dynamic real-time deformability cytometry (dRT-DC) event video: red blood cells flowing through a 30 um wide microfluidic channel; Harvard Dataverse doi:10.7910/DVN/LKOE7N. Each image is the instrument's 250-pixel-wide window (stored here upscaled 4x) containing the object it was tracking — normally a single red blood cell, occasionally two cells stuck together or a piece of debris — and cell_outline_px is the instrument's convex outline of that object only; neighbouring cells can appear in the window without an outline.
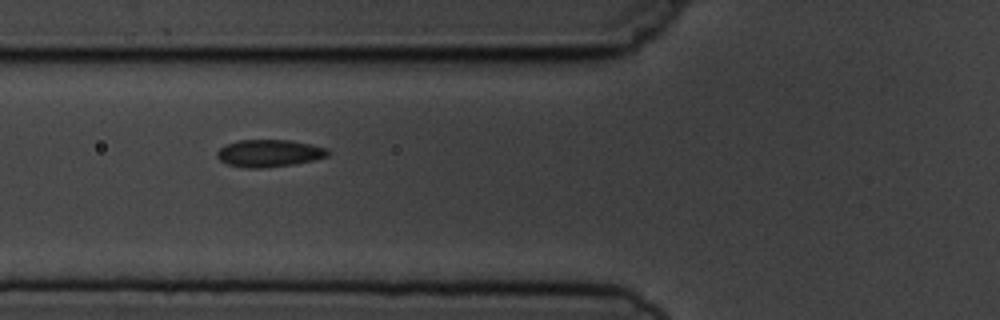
{"species": "common noctule bat (a hibernating species)", "species_latin": "Nyctalus noctula", "temperature_condition": "cold", "stored_images_in_passage": 7, "camera_frame_rate_fps": 3000, "um_per_image_px": 0.085, "animal": {"sex": "male", "body_mass_g": 19.5, "forearm_length_mm": 54.6}, "frame": {"image": 1, "passage_image": 6, "time_ms": 6.0, "image_size_px": [1000, 320], "cell_outline_px": [[328, 156], [312, 160], [292, 164], [260, 168], [244, 168], [228, 164], [220, 160], [216, 156], [216, 152], [220, 148], [236, 140], [292, 140], [312, 144], [328, 148]], "centroid_in_image_um": [22.87, 13.01], "position_along_channel_um": 102.9, "area_um2": 17.57}}
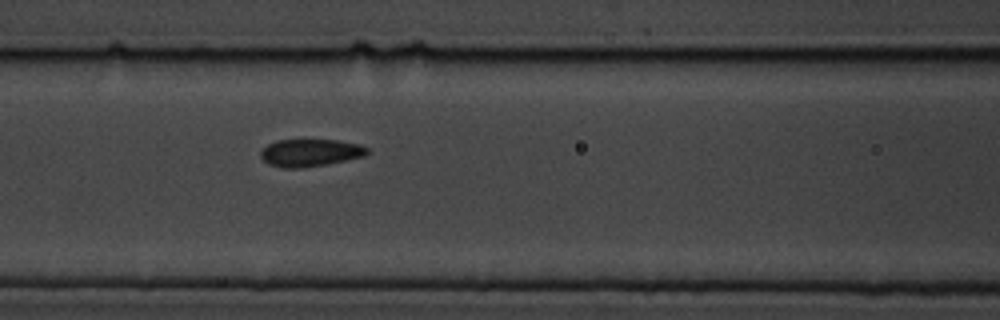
{"frame": {"image": 2, "passage_image": 7, "time_ms": 7.0, "image_size_px": [1000, 320], "cell_outline_px": [[368, 152], [364, 156], [348, 160], [328, 164], [300, 168], [284, 168], [268, 164], [260, 156], [260, 152], [268, 144], [276, 140], [340, 140], [360, 144], [368, 148]], "centroid_in_image_um": [26.38, 12.98], "position_along_channel_um": 140.2, "area_um2": 17.11}}